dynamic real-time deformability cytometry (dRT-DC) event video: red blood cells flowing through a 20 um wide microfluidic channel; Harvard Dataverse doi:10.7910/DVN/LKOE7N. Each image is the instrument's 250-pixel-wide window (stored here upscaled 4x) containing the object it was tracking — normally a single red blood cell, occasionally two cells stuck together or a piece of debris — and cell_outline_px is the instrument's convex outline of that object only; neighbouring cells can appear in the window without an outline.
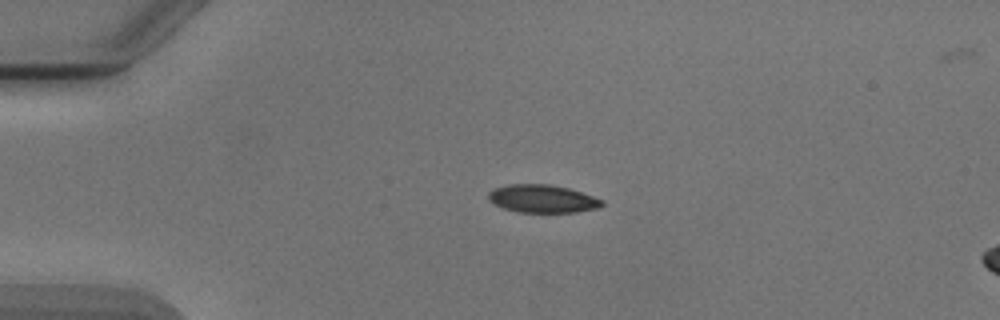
{"species": "Egyptian fruit bat (a non-hibernating species)", "species_latin": "Rousettus aegyptiacus", "temperature_condition": "cold", "stored_images_in_passage": 4, "camera_frame_rate_fps": 3000, "um_per_image_px": 0.085, "animal": {"sex": "male"}, "frame": {"image": 1, "passage_image": 2, "time_ms": 1.0, "image_size_px": [1000, 320], "cell_outline_px": [[604, 204], [600, 208], [576, 212], [516, 212], [504, 208], [488, 200], [488, 192], [492, 188], [508, 184], [548, 184], [568, 188], [604, 200]], "centroid_in_image_um": [46.1, 16.89], "position_along_channel_um": 38.9, "area_um2": 18.55}}